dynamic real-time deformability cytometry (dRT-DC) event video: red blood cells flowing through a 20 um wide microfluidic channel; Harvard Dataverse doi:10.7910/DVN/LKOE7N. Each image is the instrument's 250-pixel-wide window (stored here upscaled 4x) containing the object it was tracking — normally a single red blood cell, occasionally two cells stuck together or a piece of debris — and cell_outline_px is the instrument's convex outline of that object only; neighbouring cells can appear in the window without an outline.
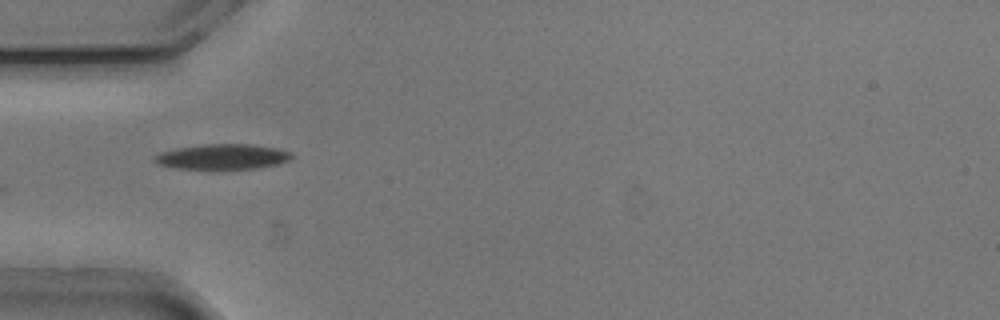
{"species": "common noctule bat (a hibernating species)", "species_latin": "Nyctalus noctula", "temperature_condition": "cold", "stored_images_in_passage": 4, "camera_frame_rate_fps": 3000, "um_per_image_px": 0.085, "animal": {"sex": "male", "body_mass_g": 20.5, "forearm_length_mm": 52.5}, "frame": {"image": 1, "passage_image": 1, "time_ms": 0.0, "image_size_px": [1000, 320], "cell_outline_px": [[292, 156], [288, 160], [280, 164], [256, 168], [172, 168], [160, 164], [152, 156], [160, 152], [180, 148], [204, 144], [252, 144], [276, 148], [292, 152]], "centroid_in_image_um": [18.95, 13.31], "position_along_channel_um": 66.0, "area_um2": 19.83}}
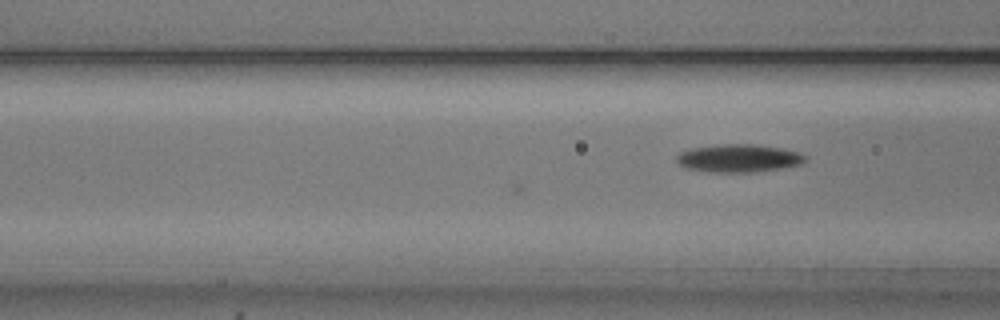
{"frame": {"image": 2, "passage_image": 4, "time_ms": 1.0, "image_size_px": [1000, 320], "cell_outline_px": [[808, 160], [800, 164], [780, 168], [756, 172], [708, 172], [688, 168], [676, 164], [676, 156], [680, 152], [692, 148], [720, 144], [752, 144], [780, 148], [800, 152], [808, 156]], "centroid_in_image_um": [62.79, 13.45], "position_along_channel_um": 103.8, "area_um2": 21.04}}